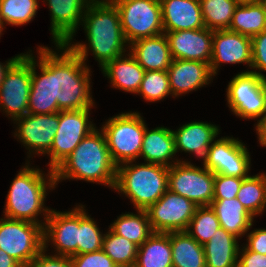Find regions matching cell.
<instances>
[{
	"label": "cell",
	"mask_w": 266,
	"mask_h": 267,
	"mask_svg": "<svg viewBox=\"0 0 266 267\" xmlns=\"http://www.w3.org/2000/svg\"><path fill=\"white\" fill-rule=\"evenodd\" d=\"M172 59L202 61L210 65L213 31L204 27L198 30L164 32Z\"/></svg>",
	"instance_id": "cell-18"
},
{
	"label": "cell",
	"mask_w": 266,
	"mask_h": 267,
	"mask_svg": "<svg viewBox=\"0 0 266 267\" xmlns=\"http://www.w3.org/2000/svg\"><path fill=\"white\" fill-rule=\"evenodd\" d=\"M22 54L20 55H17L11 59H9L8 61H6V64H1L0 63V85L3 81V78H4V75L6 73V71L8 70V68L21 56Z\"/></svg>",
	"instance_id": "cell-47"
},
{
	"label": "cell",
	"mask_w": 266,
	"mask_h": 267,
	"mask_svg": "<svg viewBox=\"0 0 266 267\" xmlns=\"http://www.w3.org/2000/svg\"><path fill=\"white\" fill-rule=\"evenodd\" d=\"M256 131L259 138V144L266 146V112L263 117H261L256 124Z\"/></svg>",
	"instance_id": "cell-45"
},
{
	"label": "cell",
	"mask_w": 266,
	"mask_h": 267,
	"mask_svg": "<svg viewBox=\"0 0 266 267\" xmlns=\"http://www.w3.org/2000/svg\"><path fill=\"white\" fill-rule=\"evenodd\" d=\"M168 167L132 162L117 166L115 190L125 194L137 210H146L168 190Z\"/></svg>",
	"instance_id": "cell-5"
},
{
	"label": "cell",
	"mask_w": 266,
	"mask_h": 267,
	"mask_svg": "<svg viewBox=\"0 0 266 267\" xmlns=\"http://www.w3.org/2000/svg\"><path fill=\"white\" fill-rule=\"evenodd\" d=\"M70 258L73 267H118L102 249Z\"/></svg>",
	"instance_id": "cell-40"
},
{
	"label": "cell",
	"mask_w": 266,
	"mask_h": 267,
	"mask_svg": "<svg viewBox=\"0 0 266 267\" xmlns=\"http://www.w3.org/2000/svg\"><path fill=\"white\" fill-rule=\"evenodd\" d=\"M167 74L174 97L208 85L213 76L209 64L183 59H172Z\"/></svg>",
	"instance_id": "cell-20"
},
{
	"label": "cell",
	"mask_w": 266,
	"mask_h": 267,
	"mask_svg": "<svg viewBox=\"0 0 266 267\" xmlns=\"http://www.w3.org/2000/svg\"><path fill=\"white\" fill-rule=\"evenodd\" d=\"M259 2L263 6V9H264V12H265V16H266V0H260Z\"/></svg>",
	"instance_id": "cell-49"
},
{
	"label": "cell",
	"mask_w": 266,
	"mask_h": 267,
	"mask_svg": "<svg viewBox=\"0 0 266 267\" xmlns=\"http://www.w3.org/2000/svg\"><path fill=\"white\" fill-rule=\"evenodd\" d=\"M229 30L252 38L266 30V16L260 2L238 4Z\"/></svg>",
	"instance_id": "cell-30"
},
{
	"label": "cell",
	"mask_w": 266,
	"mask_h": 267,
	"mask_svg": "<svg viewBox=\"0 0 266 267\" xmlns=\"http://www.w3.org/2000/svg\"><path fill=\"white\" fill-rule=\"evenodd\" d=\"M205 27L209 30L229 29L238 4L234 0H199Z\"/></svg>",
	"instance_id": "cell-33"
},
{
	"label": "cell",
	"mask_w": 266,
	"mask_h": 267,
	"mask_svg": "<svg viewBox=\"0 0 266 267\" xmlns=\"http://www.w3.org/2000/svg\"><path fill=\"white\" fill-rule=\"evenodd\" d=\"M38 7L37 0H0V18L3 25H24L35 17Z\"/></svg>",
	"instance_id": "cell-36"
},
{
	"label": "cell",
	"mask_w": 266,
	"mask_h": 267,
	"mask_svg": "<svg viewBox=\"0 0 266 267\" xmlns=\"http://www.w3.org/2000/svg\"><path fill=\"white\" fill-rule=\"evenodd\" d=\"M246 247L253 252L266 255V229H254L247 235Z\"/></svg>",
	"instance_id": "cell-44"
},
{
	"label": "cell",
	"mask_w": 266,
	"mask_h": 267,
	"mask_svg": "<svg viewBox=\"0 0 266 267\" xmlns=\"http://www.w3.org/2000/svg\"><path fill=\"white\" fill-rule=\"evenodd\" d=\"M130 53L145 71H167L172 62L169 43L165 33L140 38L129 44Z\"/></svg>",
	"instance_id": "cell-22"
},
{
	"label": "cell",
	"mask_w": 266,
	"mask_h": 267,
	"mask_svg": "<svg viewBox=\"0 0 266 267\" xmlns=\"http://www.w3.org/2000/svg\"><path fill=\"white\" fill-rule=\"evenodd\" d=\"M250 162V155L245 144L233 137H222L214 140L207 150L203 166L214 174L247 178Z\"/></svg>",
	"instance_id": "cell-14"
},
{
	"label": "cell",
	"mask_w": 266,
	"mask_h": 267,
	"mask_svg": "<svg viewBox=\"0 0 266 267\" xmlns=\"http://www.w3.org/2000/svg\"><path fill=\"white\" fill-rule=\"evenodd\" d=\"M176 153L184 151L205 158L207 150L219 134L216 125L206 122H190L173 131Z\"/></svg>",
	"instance_id": "cell-23"
},
{
	"label": "cell",
	"mask_w": 266,
	"mask_h": 267,
	"mask_svg": "<svg viewBox=\"0 0 266 267\" xmlns=\"http://www.w3.org/2000/svg\"><path fill=\"white\" fill-rule=\"evenodd\" d=\"M47 177L49 182L46 181ZM46 178L40 169L25 165L11 183L4 216L10 219L30 221L43 227L44 223H40L37 216L43 212L44 220H47L51 211L48 207H44V202L46 190L56 187L54 170L50 169Z\"/></svg>",
	"instance_id": "cell-4"
},
{
	"label": "cell",
	"mask_w": 266,
	"mask_h": 267,
	"mask_svg": "<svg viewBox=\"0 0 266 267\" xmlns=\"http://www.w3.org/2000/svg\"><path fill=\"white\" fill-rule=\"evenodd\" d=\"M0 249L28 267L43 250V227L26 220L1 218Z\"/></svg>",
	"instance_id": "cell-8"
},
{
	"label": "cell",
	"mask_w": 266,
	"mask_h": 267,
	"mask_svg": "<svg viewBox=\"0 0 266 267\" xmlns=\"http://www.w3.org/2000/svg\"><path fill=\"white\" fill-rule=\"evenodd\" d=\"M28 267H73L71 258L62 255H47L43 249Z\"/></svg>",
	"instance_id": "cell-42"
},
{
	"label": "cell",
	"mask_w": 266,
	"mask_h": 267,
	"mask_svg": "<svg viewBox=\"0 0 266 267\" xmlns=\"http://www.w3.org/2000/svg\"><path fill=\"white\" fill-rule=\"evenodd\" d=\"M90 108L59 111V123L53 138L49 166L54 170L96 127L89 121Z\"/></svg>",
	"instance_id": "cell-12"
},
{
	"label": "cell",
	"mask_w": 266,
	"mask_h": 267,
	"mask_svg": "<svg viewBox=\"0 0 266 267\" xmlns=\"http://www.w3.org/2000/svg\"><path fill=\"white\" fill-rule=\"evenodd\" d=\"M49 241L55 245L56 255L69 257L77 255L78 206L68 212L51 209L43 226V249L45 251H47L46 245Z\"/></svg>",
	"instance_id": "cell-16"
},
{
	"label": "cell",
	"mask_w": 266,
	"mask_h": 267,
	"mask_svg": "<svg viewBox=\"0 0 266 267\" xmlns=\"http://www.w3.org/2000/svg\"><path fill=\"white\" fill-rule=\"evenodd\" d=\"M252 40V65L251 68L258 70L259 72L251 71L256 73L258 76L266 79L265 75L260 73L266 71V30L253 36ZM261 70V71H260Z\"/></svg>",
	"instance_id": "cell-41"
},
{
	"label": "cell",
	"mask_w": 266,
	"mask_h": 267,
	"mask_svg": "<svg viewBox=\"0 0 266 267\" xmlns=\"http://www.w3.org/2000/svg\"><path fill=\"white\" fill-rule=\"evenodd\" d=\"M101 69L104 75L110 79L112 87L134 94L138 92L145 74L144 68L131 53L128 57L123 54L114 58Z\"/></svg>",
	"instance_id": "cell-25"
},
{
	"label": "cell",
	"mask_w": 266,
	"mask_h": 267,
	"mask_svg": "<svg viewBox=\"0 0 266 267\" xmlns=\"http://www.w3.org/2000/svg\"><path fill=\"white\" fill-rule=\"evenodd\" d=\"M82 22L88 46L83 43L66 45L85 63L89 49L101 68L109 61L125 54L128 44L123 35L120 16L110 0H93L85 9Z\"/></svg>",
	"instance_id": "cell-2"
},
{
	"label": "cell",
	"mask_w": 266,
	"mask_h": 267,
	"mask_svg": "<svg viewBox=\"0 0 266 267\" xmlns=\"http://www.w3.org/2000/svg\"><path fill=\"white\" fill-rule=\"evenodd\" d=\"M138 93L150 102L172 95L167 71H145Z\"/></svg>",
	"instance_id": "cell-38"
},
{
	"label": "cell",
	"mask_w": 266,
	"mask_h": 267,
	"mask_svg": "<svg viewBox=\"0 0 266 267\" xmlns=\"http://www.w3.org/2000/svg\"><path fill=\"white\" fill-rule=\"evenodd\" d=\"M244 178L215 174L213 200H231L237 197Z\"/></svg>",
	"instance_id": "cell-39"
},
{
	"label": "cell",
	"mask_w": 266,
	"mask_h": 267,
	"mask_svg": "<svg viewBox=\"0 0 266 267\" xmlns=\"http://www.w3.org/2000/svg\"><path fill=\"white\" fill-rule=\"evenodd\" d=\"M221 63L252 65V40L229 29L213 31L210 70L213 77Z\"/></svg>",
	"instance_id": "cell-17"
},
{
	"label": "cell",
	"mask_w": 266,
	"mask_h": 267,
	"mask_svg": "<svg viewBox=\"0 0 266 267\" xmlns=\"http://www.w3.org/2000/svg\"><path fill=\"white\" fill-rule=\"evenodd\" d=\"M0 267H23L16 259L0 249Z\"/></svg>",
	"instance_id": "cell-46"
},
{
	"label": "cell",
	"mask_w": 266,
	"mask_h": 267,
	"mask_svg": "<svg viewBox=\"0 0 266 267\" xmlns=\"http://www.w3.org/2000/svg\"><path fill=\"white\" fill-rule=\"evenodd\" d=\"M173 267H206L204 247L187 231L170 232Z\"/></svg>",
	"instance_id": "cell-29"
},
{
	"label": "cell",
	"mask_w": 266,
	"mask_h": 267,
	"mask_svg": "<svg viewBox=\"0 0 266 267\" xmlns=\"http://www.w3.org/2000/svg\"><path fill=\"white\" fill-rule=\"evenodd\" d=\"M218 228H220V223L211 206H200L197 207L186 231L198 243L204 245L212 238Z\"/></svg>",
	"instance_id": "cell-37"
},
{
	"label": "cell",
	"mask_w": 266,
	"mask_h": 267,
	"mask_svg": "<svg viewBox=\"0 0 266 267\" xmlns=\"http://www.w3.org/2000/svg\"><path fill=\"white\" fill-rule=\"evenodd\" d=\"M197 207L191 200L168 189L146 212L154 232L169 233L186 231Z\"/></svg>",
	"instance_id": "cell-13"
},
{
	"label": "cell",
	"mask_w": 266,
	"mask_h": 267,
	"mask_svg": "<svg viewBox=\"0 0 266 267\" xmlns=\"http://www.w3.org/2000/svg\"><path fill=\"white\" fill-rule=\"evenodd\" d=\"M31 88V53L22 54L6 71L0 85V109L13 120L27 114Z\"/></svg>",
	"instance_id": "cell-11"
},
{
	"label": "cell",
	"mask_w": 266,
	"mask_h": 267,
	"mask_svg": "<svg viewBox=\"0 0 266 267\" xmlns=\"http://www.w3.org/2000/svg\"><path fill=\"white\" fill-rule=\"evenodd\" d=\"M210 206L218 217L220 227L237 238L247 233L253 225L254 217L237 198L213 200Z\"/></svg>",
	"instance_id": "cell-27"
},
{
	"label": "cell",
	"mask_w": 266,
	"mask_h": 267,
	"mask_svg": "<svg viewBox=\"0 0 266 267\" xmlns=\"http://www.w3.org/2000/svg\"><path fill=\"white\" fill-rule=\"evenodd\" d=\"M18 123L15 135L27 149L37 154L51 150L59 123V112L49 114H26L15 120Z\"/></svg>",
	"instance_id": "cell-15"
},
{
	"label": "cell",
	"mask_w": 266,
	"mask_h": 267,
	"mask_svg": "<svg viewBox=\"0 0 266 267\" xmlns=\"http://www.w3.org/2000/svg\"><path fill=\"white\" fill-rule=\"evenodd\" d=\"M176 155L175 138L173 130L165 127H156L148 130L146 127L143 137L140 156L147 162L171 167L180 160L173 163L169 161Z\"/></svg>",
	"instance_id": "cell-24"
},
{
	"label": "cell",
	"mask_w": 266,
	"mask_h": 267,
	"mask_svg": "<svg viewBox=\"0 0 266 267\" xmlns=\"http://www.w3.org/2000/svg\"><path fill=\"white\" fill-rule=\"evenodd\" d=\"M236 198L253 217L262 213L266 208V175L244 178Z\"/></svg>",
	"instance_id": "cell-32"
},
{
	"label": "cell",
	"mask_w": 266,
	"mask_h": 267,
	"mask_svg": "<svg viewBox=\"0 0 266 267\" xmlns=\"http://www.w3.org/2000/svg\"><path fill=\"white\" fill-rule=\"evenodd\" d=\"M3 28H4V25H3L2 20L0 18V36L2 34Z\"/></svg>",
	"instance_id": "cell-50"
},
{
	"label": "cell",
	"mask_w": 266,
	"mask_h": 267,
	"mask_svg": "<svg viewBox=\"0 0 266 267\" xmlns=\"http://www.w3.org/2000/svg\"><path fill=\"white\" fill-rule=\"evenodd\" d=\"M56 47L61 54L40 46L38 63L31 54L28 114H49L94 106L89 68L66 44H56ZM37 66L41 75L36 73Z\"/></svg>",
	"instance_id": "cell-1"
},
{
	"label": "cell",
	"mask_w": 266,
	"mask_h": 267,
	"mask_svg": "<svg viewBox=\"0 0 266 267\" xmlns=\"http://www.w3.org/2000/svg\"><path fill=\"white\" fill-rule=\"evenodd\" d=\"M241 251L238 252L237 267H266V255L250 251L246 246Z\"/></svg>",
	"instance_id": "cell-43"
},
{
	"label": "cell",
	"mask_w": 266,
	"mask_h": 267,
	"mask_svg": "<svg viewBox=\"0 0 266 267\" xmlns=\"http://www.w3.org/2000/svg\"><path fill=\"white\" fill-rule=\"evenodd\" d=\"M146 127L143 118L137 112L116 115L103 125L101 130L116 166L135 162L140 157Z\"/></svg>",
	"instance_id": "cell-6"
},
{
	"label": "cell",
	"mask_w": 266,
	"mask_h": 267,
	"mask_svg": "<svg viewBox=\"0 0 266 267\" xmlns=\"http://www.w3.org/2000/svg\"><path fill=\"white\" fill-rule=\"evenodd\" d=\"M237 4H249V3H256L260 0H234Z\"/></svg>",
	"instance_id": "cell-48"
},
{
	"label": "cell",
	"mask_w": 266,
	"mask_h": 267,
	"mask_svg": "<svg viewBox=\"0 0 266 267\" xmlns=\"http://www.w3.org/2000/svg\"><path fill=\"white\" fill-rule=\"evenodd\" d=\"M117 166L113 163L103 131L95 128L54 169L56 185L62 179L85 180L115 187ZM58 182V183H57Z\"/></svg>",
	"instance_id": "cell-3"
},
{
	"label": "cell",
	"mask_w": 266,
	"mask_h": 267,
	"mask_svg": "<svg viewBox=\"0 0 266 267\" xmlns=\"http://www.w3.org/2000/svg\"><path fill=\"white\" fill-rule=\"evenodd\" d=\"M134 267H173L170 232H154L139 246Z\"/></svg>",
	"instance_id": "cell-28"
},
{
	"label": "cell",
	"mask_w": 266,
	"mask_h": 267,
	"mask_svg": "<svg viewBox=\"0 0 266 267\" xmlns=\"http://www.w3.org/2000/svg\"><path fill=\"white\" fill-rule=\"evenodd\" d=\"M137 214L127 213L117 217L109 228L115 233L141 246L153 233L146 210Z\"/></svg>",
	"instance_id": "cell-31"
},
{
	"label": "cell",
	"mask_w": 266,
	"mask_h": 267,
	"mask_svg": "<svg viewBox=\"0 0 266 267\" xmlns=\"http://www.w3.org/2000/svg\"><path fill=\"white\" fill-rule=\"evenodd\" d=\"M93 0H46L51 11V34L56 44L71 42L86 7Z\"/></svg>",
	"instance_id": "cell-19"
},
{
	"label": "cell",
	"mask_w": 266,
	"mask_h": 267,
	"mask_svg": "<svg viewBox=\"0 0 266 267\" xmlns=\"http://www.w3.org/2000/svg\"><path fill=\"white\" fill-rule=\"evenodd\" d=\"M215 174L203 166L179 161L169 167L168 189L191 200L198 207L210 206L214 197Z\"/></svg>",
	"instance_id": "cell-9"
},
{
	"label": "cell",
	"mask_w": 266,
	"mask_h": 267,
	"mask_svg": "<svg viewBox=\"0 0 266 267\" xmlns=\"http://www.w3.org/2000/svg\"><path fill=\"white\" fill-rule=\"evenodd\" d=\"M104 235L93 218L86 213L84 206L79 205L77 255L101 250Z\"/></svg>",
	"instance_id": "cell-35"
},
{
	"label": "cell",
	"mask_w": 266,
	"mask_h": 267,
	"mask_svg": "<svg viewBox=\"0 0 266 267\" xmlns=\"http://www.w3.org/2000/svg\"><path fill=\"white\" fill-rule=\"evenodd\" d=\"M227 102L242 119H258L266 112V79L249 70L238 73L229 82Z\"/></svg>",
	"instance_id": "cell-10"
},
{
	"label": "cell",
	"mask_w": 266,
	"mask_h": 267,
	"mask_svg": "<svg viewBox=\"0 0 266 267\" xmlns=\"http://www.w3.org/2000/svg\"><path fill=\"white\" fill-rule=\"evenodd\" d=\"M237 239L224 228H218L203 245L206 267H237L240 249Z\"/></svg>",
	"instance_id": "cell-26"
},
{
	"label": "cell",
	"mask_w": 266,
	"mask_h": 267,
	"mask_svg": "<svg viewBox=\"0 0 266 267\" xmlns=\"http://www.w3.org/2000/svg\"><path fill=\"white\" fill-rule=\"evenodd\" d=\"M138 247L127 238L115 234L110 228L103 238L102 250L118 267H134Z\"/></svg>",
	"instance_id": "cell-34"
},
{
	"label": "cell",
	"mask_w": 266,
	"mask_h": 267,
	"mask_svg": "<svg viewBox=\"0 0 266 267\" xmlns=\"http://www.w3.org/2000/svg\"><path fill=\"white\" fill-rule=\"evenodd\" d=\"M117 8L127 43L164 33L160 0H110Z\"/></svg>",
	"instance_id": "cell-7"
},
{
	"label": "cell",
	"mask_w": 266,
	"mask_h": 267,
	"mask_svg": "<svg viewBox=\"0 0 266 267\" xmlns=\"http://www.w3.org/2000/svg\"><path fill=\"white\" fill-rule=\"evenodd\" d=\"M164 32L205 27L199 0H160Z\"/></svg>",
	"instance_id": "cell-21"
}]
</instances>
